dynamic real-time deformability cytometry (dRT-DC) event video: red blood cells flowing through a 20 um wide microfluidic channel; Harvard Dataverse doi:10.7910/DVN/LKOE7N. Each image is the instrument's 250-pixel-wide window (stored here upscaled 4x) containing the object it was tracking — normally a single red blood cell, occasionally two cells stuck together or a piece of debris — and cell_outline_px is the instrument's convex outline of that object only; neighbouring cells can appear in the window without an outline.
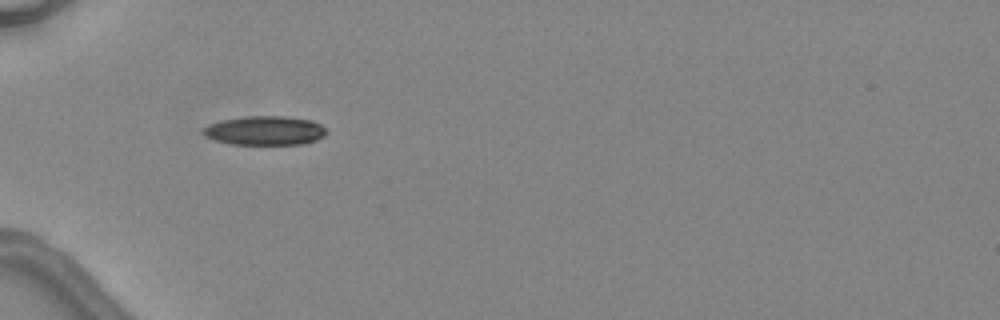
{"species": "common noctule bat (a hibernating species)", "species_latin": "Nyctalus noctula", "temperature_condition": "warm", "stored_images_in_passage": 4, "camera_frame_rate_fps": 3000, "um_per_image_px": 0.085, "animal": {"sex": "female", "body_mass_g": 24.6, "forearm_length_mm": 56.2}, "frame": {"image": 1, "passage_image": 3, "time_ms": 2.333, "image_size_px": [1000, 320], "cell_outline_px": [[328, 132], [324, 136], [316, 140], [304, 144], [232, 144], [216, 140], [204, 136], [200, 132], [200, 128], [208, 124], [220, 120], [244, 116], [288, 116], [312, 120], [328, 128]], "centroid_in_image_um": [22.51, 11.09], "position_along_channel_um": 62.5, "area_um2": 21.33}}